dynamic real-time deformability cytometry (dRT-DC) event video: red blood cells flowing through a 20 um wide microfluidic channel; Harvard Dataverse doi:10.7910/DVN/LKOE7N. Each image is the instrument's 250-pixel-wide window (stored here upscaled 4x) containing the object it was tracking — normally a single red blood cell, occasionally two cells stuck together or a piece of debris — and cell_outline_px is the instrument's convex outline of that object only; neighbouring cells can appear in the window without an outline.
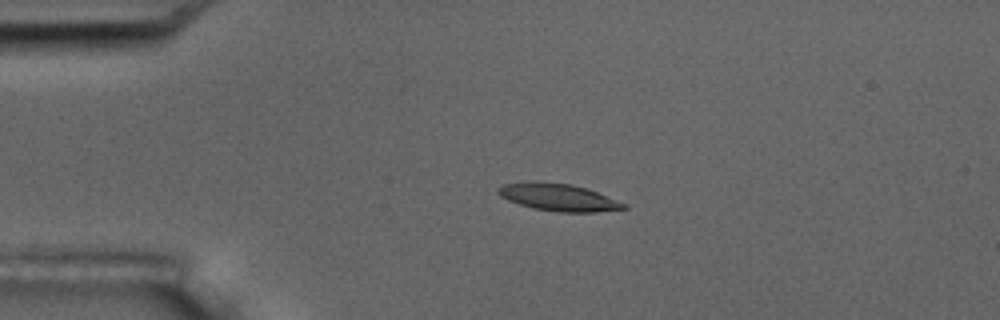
{"species": "common noctule bat (a hibernating species)", "species_latin": "Nyctalus noctula", "temperature_condition": "room temperature", "stored_images_in_passage": 6, "camera_frame_rate_fps": 3000, "um_per_image_px": 0.085, "animal": {"sex": "male", "body_mass_g": 17.5, "forearm_length_mm": 52.3}, "frame": {"image": 1, "passage_image": 3, "time_ms": 2.667, "image_size_px": [1000, 320], "cell_outline_px": [[628, 208], [596, 212], [560, 212], [532, 208], [508, 200], [500, 196], [496, 192], [496, 188], [504, 184], [572, 184], [596, 192], [628, 204]], "centroid_in_image_um": [47.52, 16.82], "position_along_channel_um": 37.5, "area_um2": 19.07}}
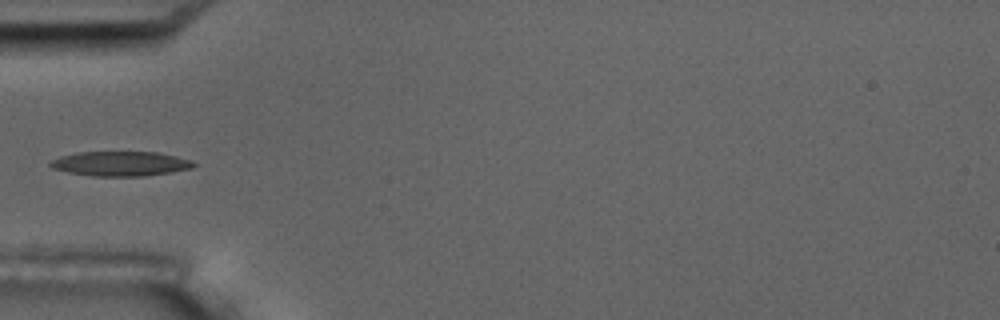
{"frame": {"image": 2, "passage_image": 5, "time_ms": 4.667, "image_size_px": [1000, 320], "cell_outline_px": [[196, 164], [192, 168], [172, 172], [144, 176], [92, 176], [68, 172], [52, 168], [48, 164], [52, 160], [60, 156], [80, 152], [160, 152], [192, 160]], "centroid_in_image_um": [10.26, 13.91], "position_along_channel_um": 74.7, "area_um2": 20.63}}